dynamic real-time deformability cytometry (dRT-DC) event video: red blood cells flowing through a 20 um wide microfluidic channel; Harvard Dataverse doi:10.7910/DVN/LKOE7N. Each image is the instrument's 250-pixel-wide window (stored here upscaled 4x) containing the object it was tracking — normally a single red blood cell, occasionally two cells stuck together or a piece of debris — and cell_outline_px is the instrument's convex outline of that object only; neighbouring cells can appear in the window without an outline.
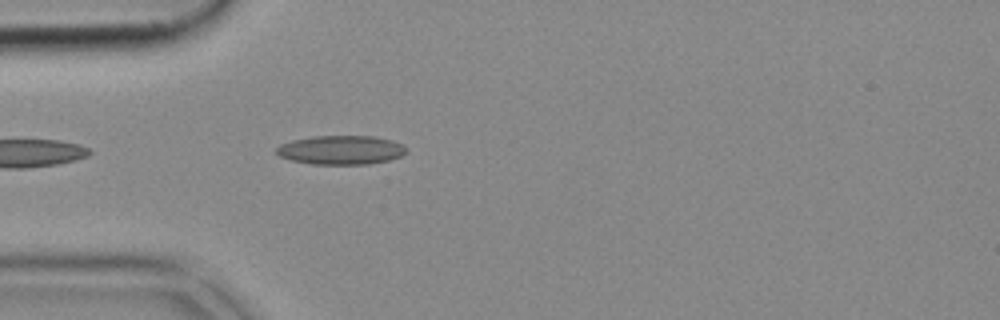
{"species": "common noctule bat (a hibernating species)", "species_latin": "Nyctalus noctula", "temperature_condition": "cold", "stored_images_in_passage": 8, "camera_frame_rate_fps": 3000, "um_per_image_px": 0.085, "animal": {"sex": "female", "body_mass_g": 18.4}, "frame": {"image": 1, "passage_image": 2, "time_ms": 0.333, "image_size_px": [1000, 320], "cell_outline_px": [[408, 152], [400, 156], [388, 160], [368, 164], [312, 164], [292, 160], [280, 156], [276, 152], [276, 148], [280, 144], [292, 140], [312, 136], [376, 136], [392, 140], [404, 144]], "centroid_in_image_um": [29.01, 12.74], "position_along_channel_um": 56.0, "area_um2": 22.02}}